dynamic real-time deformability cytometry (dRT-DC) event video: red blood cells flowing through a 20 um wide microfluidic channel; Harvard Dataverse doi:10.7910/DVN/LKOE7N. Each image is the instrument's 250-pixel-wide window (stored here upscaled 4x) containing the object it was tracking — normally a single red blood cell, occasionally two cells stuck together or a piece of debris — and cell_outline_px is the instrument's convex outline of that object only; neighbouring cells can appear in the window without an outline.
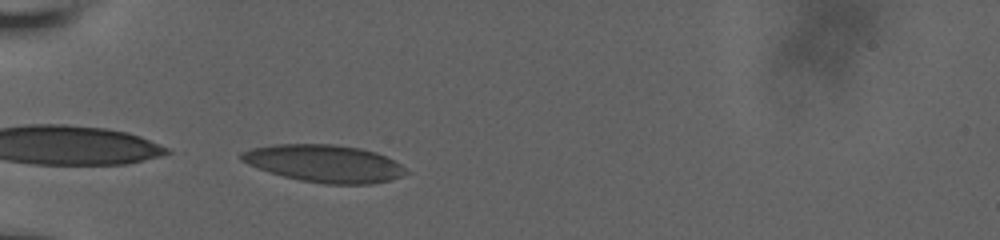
{"species": "human", "species_latin": "Homo sapiens", "temperature_condition": "room temperature", "stored_images_in_passage": 38, "camera_frame_rate_fps": 3000, "um_per_image_px": 0.085, "donor": {"sex": "male"}, "frame": {"image": 1, "passage_image": 1, "time_ms": 0.0, "image_size_px": [1000, 240], "cell_outline_px": [[408, 172], [400, 176], [388, 180], [372, 184], [324, 184], [300, 180], [284, 176], [248, 164], [240, 160], [240, 152], [252, 148], [276, 144], [332, 144], [360, 148], [376, 152], [400, 164]], "centroid_in_image_um": [27.55, 13.89], "position_along_channel_um": 57.4, "area_um2": 35.49}}
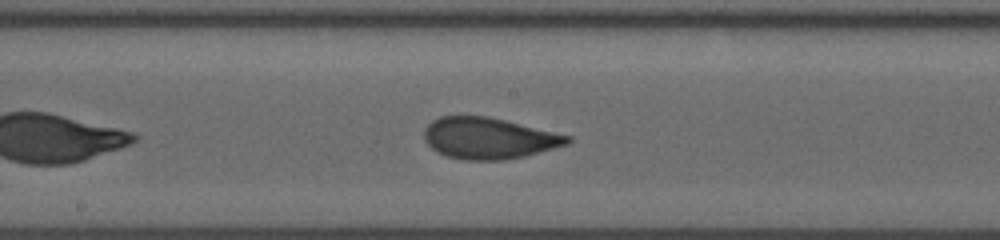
{"frame": {"image": 2, "passage_image": 14, "time_ms": 4.333, "image_size_px": [1000, 240], "cell_outline_px": [[572, 140], [568, 144], [524, 156], [504, 160], [464, 160], [444, 156], [436, 152], [424, 140], [424, 128], [432, 120], [440, 116], [488, 116], [572, 136]], "centroid_in_image_um": [41.52, 11.75], "position_along_channel_um": 206.7, "area_um2": 34.56}}
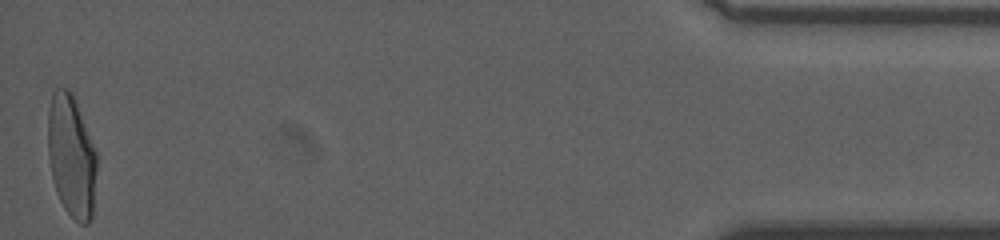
{"frame": {"image": 3, "passage_image": 38, "time_ms": 12.333, "image_size_px": [1000, 240], "cell_outline_px": [[96, 168], [92, 220], [88, 224], [80, 224], [64, 208], [56, 192], [52, 176], [48, 152], [48, 112], [52, 92], [56, 88], [68, 88], [72, 92], [96, 152]], "centroid_in_image_um": [6.06, 13.27], "position_along_channel_um": 429.1, "area_um2": 34.62}, "authors_computed_cell_mechanics": {"area_um2": 34.391, "velocity_mm_per_s": 3.8008, "shape_relaxation_time_tau1_ms": 5.7631, "shape_relaxation_time_tau2_ms": 0.8024, "deformation_change_tau1": 0.196, "deformation_change_tau2": 0.0661}}